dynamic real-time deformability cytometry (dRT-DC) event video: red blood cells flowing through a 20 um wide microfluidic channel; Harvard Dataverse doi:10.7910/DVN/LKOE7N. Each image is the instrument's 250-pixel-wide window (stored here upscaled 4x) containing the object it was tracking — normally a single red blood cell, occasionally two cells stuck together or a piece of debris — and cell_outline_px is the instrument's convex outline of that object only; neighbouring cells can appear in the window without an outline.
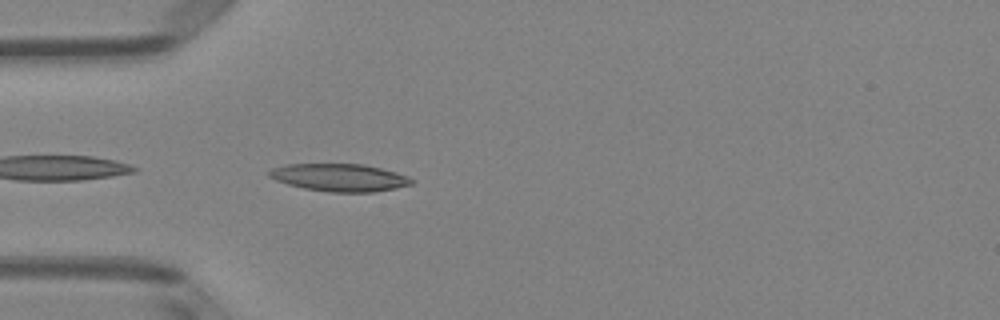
{"species": "Egyptian fruit bat (a non-hibernating species)", "species_latin": "Rousettus aegyptiacus", "temperature_condition": "room temperature", "stored_images_in_passage": 23, "camera_frame_rate_fps": 3000, "um_per_image_px": 0.085, "animal": {"sex": "female"}, "frame": {"image": 1, "passage_image": 1, "time_ms": 0.0, "image_size_px": [1000, 320], "cell_outline_px": [[416, 180], [412, 184], [396, 188], [372, 192], [328, 192], [304, 188], [288, 184], [276, 180], [268, 176], [268, 172], [272, 168], [288, 164], [364, 164], [396, 172], [408, 176]], "centroid_in_image_um": [28.88, 15.09], "position_along_channel_um": 56.1, "area_um2": 22.89}}
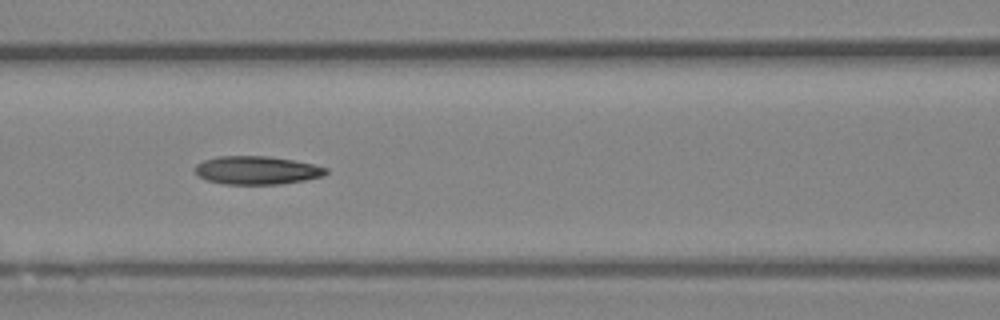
{"frame": {"image": 2, "passage_image": 8, "time_ms": 2.333, "image_size_px": [1000, 320], "cell_outline_px": [[328, 172], [324, 176], [304, 180], [280, 184], [224, 184], [208, 180], [200, 176], [192, 168], [196, 164], [204, 160], [216, 156], [268, 156], [292, 160], [312, 164], [328, 168]], "centroid_in_image_um": [21.82, 14.47], "position_along_channel_um": 144.8, "area_um2": 21.56}}
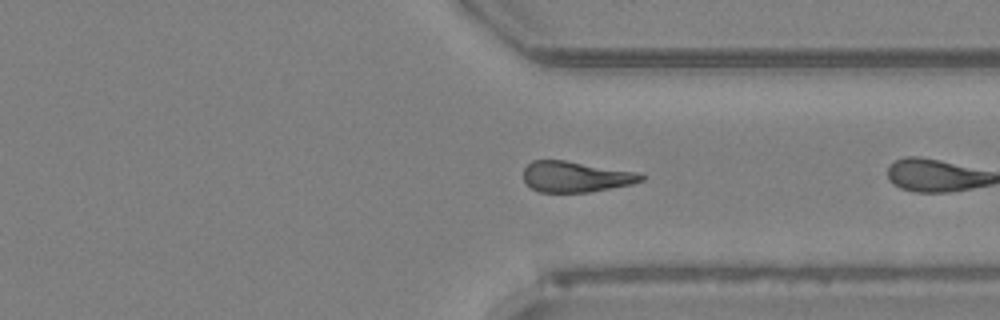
{"frame": {"image": 3, "passage_image": 22, "time_ms": 7.0, "image_size_px": [1000, 320], "cell_outline_px": [[648, 176], [644, 180], [632, 184], [588, 192], [540, 192], [532, 188], [524, 180], [524, 168], [532, 160], [564, 160], [636, 172]], "centroid_in_image_um": [48.95, 15.02], "position_along_channel_um": 362.4, "area_um2": 20.98}}